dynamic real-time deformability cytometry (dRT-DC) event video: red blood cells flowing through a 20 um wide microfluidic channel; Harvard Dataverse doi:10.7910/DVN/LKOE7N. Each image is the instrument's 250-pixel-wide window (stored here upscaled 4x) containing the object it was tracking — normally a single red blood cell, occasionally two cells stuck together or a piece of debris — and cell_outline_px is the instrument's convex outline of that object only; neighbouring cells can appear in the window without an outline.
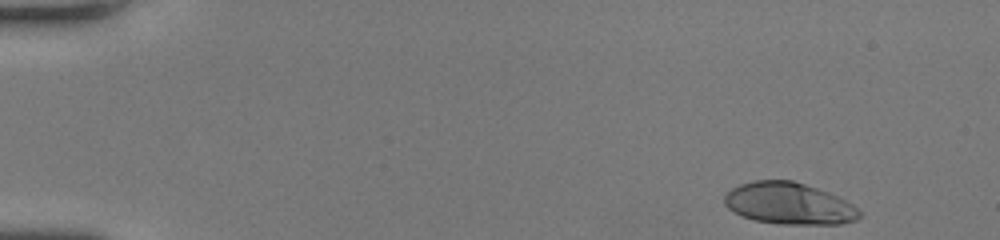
{"species": "human", "species_latin": "Homo sapiens", "temperature_condition": "room temperature", "stored_images_in_passage": 46, "camera_frame_rate_fps": 3000, "um_per_image_px": 0.085, "donor": {"sex": "female"}, "frame": {"image": 1, "passage_image": 1, "time_ms": 0.0, "image_size_px": [1000, 240], "cell_outline_px": [[860, 216], [856, 220], [840, 224], [780, 224], [752, 220], [728, 208], [724, 204], [724, 196], [732, 188], [740, 184], [752, 180], [792, 180], [816, 188], [836, 196], [852, 204], [860, 212]], "centroid_in_image_um": [67.04, 17.3], "position_along_channel_um": 18.0, "area_um2": 32.6}}
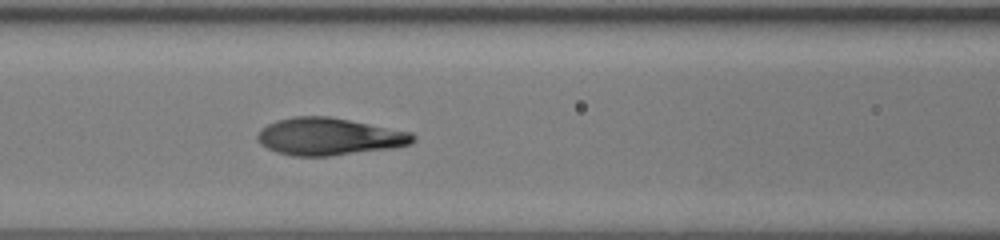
{"frame": {"image": 2, "passage_image": 19, "time_ms": 6.0, "image_size_px": [1000, 240], "cell_outline_px": [[416, 140], [412, 144], [392, 148], [328, 156], [292, 156], [276, 152], [260, 144], [256, 140], [256, 136], [260, 128], [276, 120], [292, 116], [328, 116], [412, 132], [416, 136]], "centroid_in_image_um": [27.95, 11.61], "position_along_channel_um": 138.7, "area_um2": 33.99}}
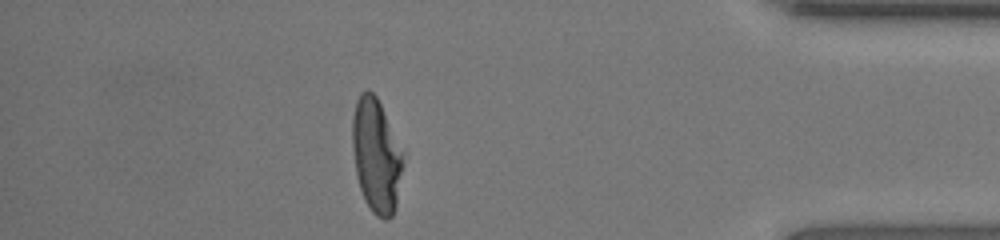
{"frame": {"image": 3, "passage_image": 40, "time_ms": 13.0, "image_size_px": [1000, 240], "cell_outline_px": [[404, 164], [396, 208], [392, 216], [388, 220], [384, 220], [376, 216], [372, 212], [364, 200], [356, 176], [352, 148], [352, 116], [356, 100], [360, 92], [372, 92], [376, 96], [380, 104], [404, 160]], "centroid_in_image_um": [31.96, 13.31], "position_along_channel_um": 403.2, "area_um2": 33.41}, "authors_computed_cell_mechanics": {"area_um2": 33.6396, "velocity_mm_per_s": 4.2932, "shape_relaxation_time_tau1_ms": 4.4045, "shape_relaxation_time_tau2_ms": null, "deformation_change_tau1": 0.2342, "deformation_change_tau2": null}}